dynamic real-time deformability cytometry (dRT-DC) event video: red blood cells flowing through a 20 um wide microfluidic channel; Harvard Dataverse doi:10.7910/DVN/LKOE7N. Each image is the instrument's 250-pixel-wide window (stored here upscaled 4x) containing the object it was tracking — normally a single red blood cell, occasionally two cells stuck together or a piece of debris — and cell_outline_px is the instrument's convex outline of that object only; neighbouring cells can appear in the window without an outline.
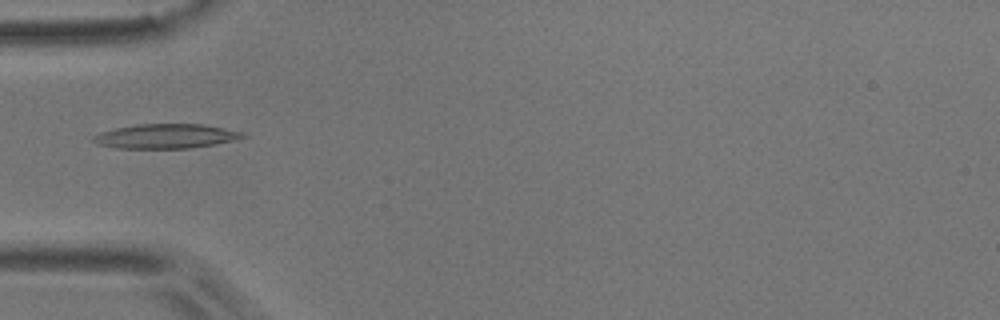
{"species": "common noctule bat (a hibernating species)", "species_latin": "Nyctalus noctula", "temperature_condition": "room temperature", "stored_images_in_passage": 5, "camera_frame_rate_fps": 3000, "um_per_image_px": 0.085, "animal": {"sex": "male", "body_mass_g": 17.9}, "frame": {"image": 1, "passage_image": 5, "time_ms": 1.333, "image_size_px": [1000, 320], "cell_outline_px": [[248, 136], [236, 140], [216, 144], [188, 148], [116, 148], [96, 144], [92, 140], [92, 136], [100, 132], [116, 128], [136, 124], [204, 124], [244, 132]], "centroid_in_image_um": [14.11, 11.57], "position_along_channel_um": 70.9, "area_um2": 21.44}}